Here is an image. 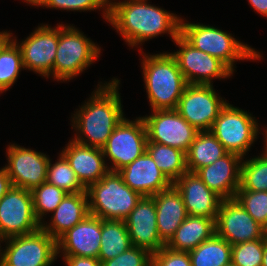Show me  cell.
Returning <instances> with one entry per match:
<instances>
[{"label": "cell", "mask_w": 267, "mask_h": 266, "mask_svg": "<svg viewBox=\"0 0 267 266\" xmlns=\"http://www.w3.org/2000/svg\"><path fill=\"white\" fill-rule=\"evenodd\" d=\"M264 239L265 242L267 243V225L264 227Z\"/></svg>", "instance_id": "obj_45"}, {"label": "cell", "mask_w": 267, "mask_h": 266, "mask_svg": "<svg viewBox=\"0 0 267 266\" xmlns=\"http://www.w3.org/2000/svg\"><path fill=\"white\" fill-rule=\"evenodd\" d=\"M32 6H43L52 9L69 10V11H94L102 9V14L106 20L109 16V4L106 0H24Z\"/></svg>", "instance_id": "obj_34"}, {"label": "cell", "mask_w": 267, "mask_h": 266, "mask_svg": "<svg viewBox=\"0 0 267 266\" xmlns=\"http://www.w3.org/2000/svg\"><path fill=\"white\" fill-rule=\"evenodd\" d=\"M242 160L243 158L235 153H227L196 173L207 187L221 198L234 199L240 187Z\"/></svg>", "instance_id": "obj_22"}, {"label": "cell", "mask_w": 267, "mask_h": 266, "mask_svg": "<svg viewBox=\"0 0 267 266\" xmlns=\"http://www.w3.org/2000/svg\"><path fill=\"white\" fill-rule=\"evenodd\" d=\"M173 42L179 50L171 54L188 84L212 85L213 79H229L234 74L221 60L194 48L181 35Z\"/></svg>", "instance_id": "obj_12"}, {"label": "cell", "mask_w": 267, "mask_h": 266, "mask_svg": "<svg viewBox=\"0 0 267 266\" xmlns=\"http://www.w3.org/2000/svg\"><path fill=\"white\" fill-rule=\"evenodd\" d=\"M248 2L254 11L267 18V0H248Z\"/></svg>", "instance_id": "obj_41"}, {"label": "cell", "mask_w": 267, "mask_h": 266, "mask_svg": "<svg viewBox=\"0 0 267 266\" xmlns=\"http://www.w3.org/2000/svg\"><path fill=\"white\" fill-rule=\"evenodd\" d=\"M21 43L11 33V38L20 47L25 70L49 78L53 73L56 50L59 43V25L52 28L48 24L37 26Z\"/></svg>", "instance_id": "obj_14"}, {"label": "cell", "mask_w": 267, "mask_h": 266, "mask_svg": "<svg viewBox=\"0 0 267 266\" xmlns=\"http://www.w3.org/2000/svg\"><path fill=\"white\" fill-rule=\"evenodd\" d=\"M146 151L154 159L157 167L172 183L187 172L186 153L180 149L159 143L147 142Z\"/></svg>", "instance_id": "obj_28"}, {"label": "cell", "mask_w": 267, "mask_h": 266, "mask_svg": "<svg viewBox=\"0 0 267 266\" xmlns=\"http://www.w3.org/2000/svg\"><path fill=\"white\" fill-rule=\"evenodd\" d=\"M182 18L180 35L194 48L214 56L225 63L233 72L234 63L240 60H259L261 54L251 46L238 41L227 31L210 25L190 23Z\"/></svg>", "instance_id": "obj_4"}, {"label": "cell", "mask_w": 267, "mask_h": 266, "mask_svg": "<svg viewBox=\"0 0 267 266\" xmlns=\"http://www.w3.org/2000/svg\"><path fill=\"white\" fill-rule=\"evenodd\" d=\"M225 266H235L232 262L228 265H225Z\"/></svg>", "instance_id": "obj_47"}, {"label": "cell", "mask_w": 267, "mask_h": 266, "mask_svg": "<svg viewBox=\"0 0 267 266\" xmlns=\"http://www.w3.org/2000/svg\"><path fill=\"white\" fill-rule=\"evenodd\" d=\"M173 185L180 192L188 215L216 219L223 198L209 189L197 173L187 171Z\"/></svg>", "instance_id": "obj_19"}, {"label": "cell", "mask_w": 267, "mask_h": 266, "mask_svg": "<svg viewBox=\"0 0 267 266\" xmlns=\"http://www.w3.org/2000/svg\"><path fill=\"white\" fill-rule=\"evenodd\" d=\"M100 49L75 26L59 24V43L50 76L60 82L73 79L99 58Z\"/></svg>", "instance_id": "obj_6"}, {"label": "cell", "mask_w": 267, "mask_h": 266, "mask_svg": "<svg viewBox=\"0 0 267 266\" xmlns=\"http://www.w3.org/2000/svg\"><path fill=\"white\" fill-rule=\"evenodd\" d=\"M118 173L127 186L143 197H151L173 185L147 151Z\"/></svg>", "instance_id": "obj_20"}, {"label": "cell", "mask_w": 267, "mask_h": 266, "mask_svg": "<svg viewBox=\"0 0 267 266\" xmlns=\"http://www.w3.org/2000/svg\"><path fill=\"white\" fill-rule=\"evenodd\" d=\"M156 217L154 199L152 197H142L136 207L124 219L132 246L143 248L151 254L166 246L158 234Z\"/></svg>", "instance_id": "obj_17"}, {"label": "cell", "mask_w": 267, "mask_h": 266, "mask_svg": "<svg viewBox=\"0 0 267 266\" xmlns=\"http://www.w3.org/2000/svg\"><path fill=\"white\" fill-rule=\"evenodd\" d=\"M31 193L33 197V211L36 219L41 224L44 220L43 216L45 217L49 212L52 213L67 194L63 189L47 182H43L34 188Z\"/></svg>", "instance_id": "obj_33"}, {"label": "cell", "mask_w": 267, "mask_h": 266, "mask_svg": "<svg viewBox=\"0 0 267 266\" xmlns=\"http://www.w3.org/2000/svg\"><path fill=\"white\" fill-rule=\"evenodd\" d=\"M247 111L228 103L221 109L210 132L224 146L228 153H235L243 159L259 135V123Z\"/></svg>", "instance_id": "obj_7"}, {"label": "cell", "mask_w": 267, "mask_h": 266, "mask_svg": "<svg viewBox=\"0 0 267 266\" xmlns=\"http://www.w3.org/2000/svg\"><path fill=\"white\" fill-rule=\"evenodd\" d=\"M152 254L136 246L117 255L115 258L102 262V266H151Z\"/></svg>", "instance_id": "obj_37"}, {"label": "cell", "mask_w": 267, "mask_h": 266, "mask_svg": "<svg viewBox=\"0 0 267 266\" xmlns=\"http://www.w3.org/2000/svg\"><path fill=\"white\" fill-rule=\"evenodd\" d=\"M238 190L267 191V155L242 160Z\"/></svg>", "instance_id": "obj_31"}, {"label": "cell", "mask_w": 267, "mask_h": 266, "mask_svg": "<svg viewBox=\"0 0 267 266\" xmlns=\"http://www.w3.org/2000/svg\"><path fill=\"white\" fill-rule=\"evenodd\" d=\"M6 156L8 164L4 167L13 186L32 191L46 182L48 155L13 143L8 145Z\"/></svg>", "instance_id": "obj_15"}, {"label": "cell", "mask_w": 267, "mask_h": 266, "mask_svg": "<svg viewBox=\"0 0 267 266\" xmlns=\"http://www.w3.org/2000/svg\"><path fill=\"white\" fill-rule=\"evenodd\" d=\"M215 220L204 216L188 215L166 247L183 252L193 250L216 234Z\"/></svg>", "instance_id": "obj_25"}, {"label": "cell", "mask_w": 267, "mask_h": 266, "mask_svg": "<svg viewBox=\"0 0 267 266\" xmlns=\"http://www.w3.org/2000/svg\"><path fill=\"white\" fill-rule=\"evenodd\" d=\"M58 161L52 164L49 160L46 182L63 189L67 193L86 192L74 170L70 167L66 158L60 153Z\"/></svg>", "instance_id": "obj_32"}, {"label": "cell", "mask_w": 267, "mask_h": 266, "mask_svg": "<svg viewBox=\"0 0 267 266\" xmlns=\"http://www.w3.org/2000/svg\"><path fill=\"white\" fill-rule=\"evenodd\" d=\"M98 83L88 101L74 111L71 125L76 130L74 141L102 148L125 116L118 91L120 80L112 78V81Z\"/></svg>", "instance_id": "obj_2"}, {"label": "cell", "mask_w": 267, "mask_h": 266, "mask_svg": "<svg viewBox=\"0 0 267 266\" xmlns=\"http://www.w3.org/2000/svg\"><path fill=\"white\" fill-rule=\"evenodd\" d=\"M22 69L25 68L20 47L10 37L0 48V93L13 86Z\"/></svg>", "instance_id": "obj_30"}, {"label": "cell", "mask_w": 267, "mask_h": 266, "mask_svg": "<svg viewBox=\"0 0 267 266\" xmlns=\"http://www.w3.org/2000/svg\"><path fill=\"white\" fill-rule=\"evenodd\" d=\"M266 129L264 130L265 134H263L265 137H264V153L267 155V127H265Z\"/></svg>", "instance_id": "obj_44"}, {"label": "cell", "mask_w": 267, "mask_h": 266, "mask_svg": "<svg viewBox=\"0 0 267 266\" xmlns=\"http://www.w3.org/2000/svg\"><path fill=\"white\" fill-rule=\"evenodd\" d=\"M101 247L98 259L103 262L132 247L124 220L101 219Z\"/></svg>", "instance_id": "obj_27"}, {"label": "cell", "mask_w": 267, "mask_h": 266, "mask_svg": "<svg viewBox=\"0 0 267 266\" xmlns=\"http://www.w3.org/2000/svg\"><path fill=\"white\" fill-rule=\"evenodd\" d=\"M151 197L156 206L158 234L167 244L188 216L183 198L174 185Z\"/></svg>", "instance_id": "obj_23"}, {"label": "cell", "mask_w": 267, "mask_h": 266, "mask_svg": "<svg viewBox=\"0 0 267 266\" xmlns=\"http://www.w3.org/2000/svg\"><path fill=\"white\" fill-rule=\"evenodd\" d=\"M2 241L6 246L0 249V266H51L57 260V240L42 228Z\"/></svg>", "instance_id": "obj_8"}, {"label": "cell", "mask_w": 267, "mask_h": 266, "mask_svg": "<svg viewBox=\"0 0 267 266\" xmlns=\"http://www.w3.org/2000/svg\"><path fill=\"white\" fill-rule=\"evenodd\" d=\"M148 1L124 0L109 4L107 22L129 47L138 48L148 39L165 33L169 34L172 41L180 35L181 18Z\"/></svg>", "instance_id": "obj_1"}, {"label": "cell", "mask_w": 267, "mask_h": 266, "mask_svg": "<svg viewBox=\"0 0 267 266\" xmlns=\"http://www.w3.org/2000/svg\"><path fill=\"white\" fill-rule=\"evenodd\" d=\"M228 152L210 131H199L186 153L187 171L196 173Z\"/></svg>", "instance_id": "obj_26"}, {"label": "cell", "mask_w": 267, "mask_h": 266, "mask_svg": "<svg viewBox=\"0 0 267 266\" xmlns=\"http://www.w3.org/2000/svg\"><path fill=\"white\" fill-rule=\"evenodd\" d=\"M100 242L101 218L89 214L57 239V255L98 259Z\"/></svg>", "instance_id": "obj_18"}, {"label": "cell", "mask_w": 267, "mask_h": 266, "mask_svg": "<svg viewBox=\"0 0 267 266\" xmlns=\"http://www.w3.org/2000/svg\"><path fill=\"white\" fill-rule=\"evenodd\" d=\"M226 104L213 84H188L175 110L197 131H210Z\"/></svg>", "instance_id": "obj_11"}, {"label": "cell", "mask_w": 267, "mask_h": 266, "mask_svg": "<svg viewBox=\"0 0 267 266\" xmlns=\"http://www.w3.org/2000/svg\"><path fill=\"white\" fill-rule=\"evenodd\" d=\"M13 187L8 171L0 168V199Z\"/></svg>", "instance_id": "obj_40"}, {"label": "cell", "mask_w": 267, "mask_h": 266, "mask_svg": "<svg viewBox=\"0 0 267 266\" xmlns=\"http://www.w3.org/2000/svg\"><path fill=\"white\" fill-rule=\"evenodd\" d=\"M60 153L86 189L109 171L102 148L83 145L71 139Z\"/></svg>", "instance_id": "obj_21"}, {"label": "cell", "mask_w": 267, "mask_h": 266, "mask_svg": "<svg viewBox=\"0 0 267 266\" xmlns=\"http://www.w3.org/2000/svg\"><path fill=\"white\" fill-rule=\"evenodd\" d=\"M147 130V142L171 146L187 153L197 131L175 109L153 110L142 117Z\"/></svg>", "instance_id": "obj_13"}, {"label": "cell", "mask_w": 267, "mask_h": 266, "mask_svg": "<svg viewBox=\"0 0 267 266\" xmlns=\"http://www.w3.org/2000/svg\"><path fill=\"white\" fill-rule=\"evenodd\" d=\"M66 266H102V262L97 258L62 256Z\"/></svg>", "instance_id": "obj_39"}, {"label": "cell", "mask_w": 267, "mask_h": 266, "mask_svg": "<svg viewBox=\"0 0 267 266\" xmlns=\"http://www.w3.org/2000/svg\"><path fill=\"white\" fill-rule=\"evenodd\" d=\"M152 266H192L189 253L175 251L164 246L152 254Z\"/></svg>", "instance_id": "obj_38"}, {"label": "cell", "mask_w": 267, "mask_h": 266, "mask_svg": "<svg viewBox=\"0 0 267 266\" xmlns=\"http://www.w3.org/2000/svg\"><path fill=\"white\" fill-rule=\"evenodd\" d=\"M52 214L49 223L43 221L41 228L57 240L89 215L87 192L67 193Z\"/></svg>", "instance_id": "obj_24"}, {"label": "cell", "mask_w": 267, "mask_h": 266, "mask_svg": "<svg viewBox=\"0 0 267 266\" xmlns=\"http://www.w3.org/2000/svg\"><path fill=\"white\" fill-rule=\"evenodd\" d=\"M235 199L257 223L267 225V191L237 190Z\"/></svg>", "instance_id": "obj_35"}, {"label": "cell", "mask_w": 267, "mask_h": 266, "mask_svg": "<svg viewBox=\"0 0 267 266\" xmlns=\"http://www.w3.org/2000/svg\"><path fill=\"white\" fill-rule=\"evenodd\" d=\"M147 130L142 117L129 120L124 117L102 147L103 155L111 166L109 171L118 172L146 151Z\"/></svg>", "instance_id": "obj_9"}, {"label": "cell", "mask_w": 267, "mask_h": 266, "mask_svg": "<svg viewBox=\"0 0 267 266\" xmlns=\"http://www.w3.org/2000/svg\"><path fill=\"white\" fill-rule=\"evenodd\" d=\"M216 235L229 244L264 239V227L234 199H223L215 220Z\"/></svg>", "instance_id": "obj_16"}, {"label": "cell", "mask_w": 267, "mask_h": 266, "mask_svg": "<svg viewBox=\"0 0 267 266\" xmlns=\"http://www.w3.org/2000/svg\"><path fill=\"white\" fill-rule=\"evenodd\" d=\"M40 228L31 191L13 186L0 199V240L31 234Z\"/></svg>", "instance_id": "obj_10"}, {"label": "cell", "mask_w": 267, "mask_h": 266, "mask_svg": "<svg viewBox=\"0 0 267 266\" xmlns=\"http://www.w3.org/2000/svg\"><path fill=\"white\" fill-rule=\"evenodd\" d=\"M108 4L112 3L114 0H106Z\"/></svg>", "instance_id": "obj_46"}, {"label": "cell", "mask_w": 267, "mask_h": 266, "mask_svg": "<svg viewBox=\"0 0 267 266\" xmlns=\"http://www.w3.org/2000/svg\"><path fill=\"white\" fill-rule=\"evenodd\" d=\"M11 37V33L9 31L0 32V48L2 45Z\"/></svg>", "instance_id": "obj_42"}, {"label": "cell", "mask_w": 267, "mask_h": 266, "mask_svg": "<svg viewBox=\"0 0 267 266\" xmlns=\"http://www.w3.org/2000/svg\"><path fill=\"white\" fill-rule=\"evenodd\" d=\"M142 75L151 110H174L188 85L177 60L169 52L154 55L142 51Z\"/></svg>", "instance_id": "obj_3"}, {"label": "cell", "mask_w": 267, "mask_h": 266, "mask_svg": "<svg viewBox=\"0 0 267 266\" xmlns=\"http://www.w3.org/2000/svg\"><path fill=\"white\" fill-rule=\"evenodd\" d=\"M232 245L216 234L189 251L192 266H225L231 263Z\"/></svg>", "instance_id": "obj_29"}, {"label": "cell", "mask_w": 267, "mask_h": 266, "mask_svg": "<svg viewBox=\"0 0 267 266\" xmlns=\"http://www.w3.org/2000/svg\"><path fill=\"white\" fill-rule=\"evenodd\" d=\"M265 239L232 245L231 262L235 266H261Z\"/></svg>", "instance_id": "obj_36"}, {"label": "cell", "mask_w": 267, "mask_h": 266, "mask_svg": "<svg viewBox=\"0 0 267 266\" xmlns=\"http://www.w3.org/2000/svg\"><path fill=\"white\" fill-rule=\"evenodd\" d=\"M261 266H267V243L266 242H265L264 253H263V258H262V265Z\"/></svg>", "instance_id": "obj_43"}, {"label": "cell", "mask_w": 267, "mask_h": 266, "mask_svg": "<svg viewBox=\"0 0 267 266\" xmlns=\"http://www.w3.org/2000/svg\"><path fill=\"white\" fill-rule=\"evenodd\" d=\"M89 214L103 220H124L141 200L118 172L108 171L86 189Z\"/></svg>", "instance_id": "obj_5"}]
</instances>
